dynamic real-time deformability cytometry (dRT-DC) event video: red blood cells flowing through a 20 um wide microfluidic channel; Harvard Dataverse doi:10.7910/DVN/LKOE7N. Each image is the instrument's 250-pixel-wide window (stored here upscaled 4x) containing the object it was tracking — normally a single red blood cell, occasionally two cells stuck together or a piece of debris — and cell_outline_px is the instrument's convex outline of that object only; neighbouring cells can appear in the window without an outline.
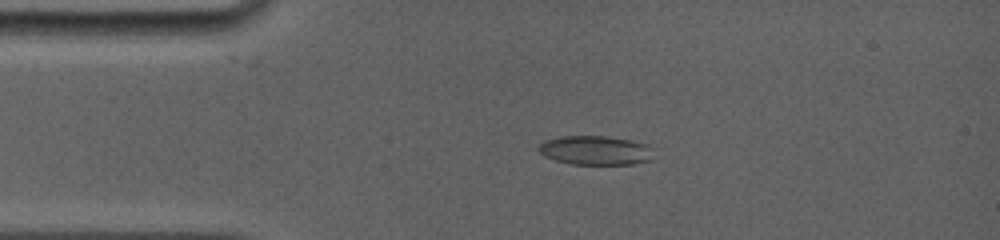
{"species": "common noctule bat (a hibernating species)", "species_latin": "Nyctalus noctula", "temperature_condition": "room temperature", "stored_images_in_passage": 25, "camera_frame_rate_fps": 5000, "um_per_image_px": 0.085, "animal": {"sex": "female", "body_mass_g": 19.0, "forearm_length_mm": 56.7}, "frame": {"image": 1, "passage_image": 4, "time_ms": 2.6, "image_size_px": [1000, 240], "cell_outline_px": [[652, 160], [632, 164], [572, 164], [556, 160], [544, 156], [536, 148], [544, 140], [560, 136], [608, 136], [632, 140], [648, 144], [652, 148]], "centroid_in_image_um": [50.62, 12.77], "position_along_channel_um": 34.4, "area_um2": 19.71}}
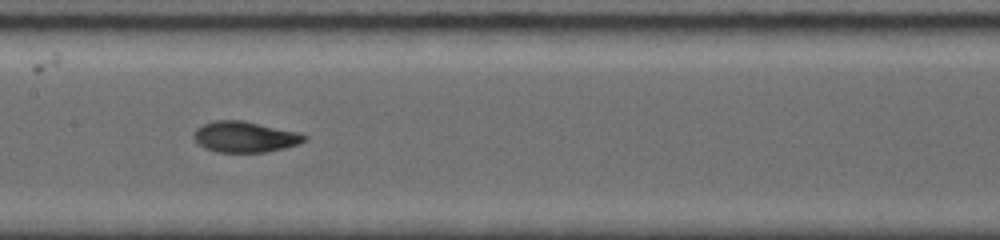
{"frame": {"image": 2, "passage_image": 12, "time_ms": 7.2, "image_size_px": [1000, 240], "cell_outline_px": [[308, 140], [284, 148], [264, 152], [216, 152], [204, 148], [192, 136], [192, 132], [196, 128], [204, 124], [216, 120], [244, 120], [300, 132], [308, 136]], "centroid_in_image_um": [20.83, 11.62], "position_along_channel_um": 186.6, "area_um2": 20.06}}
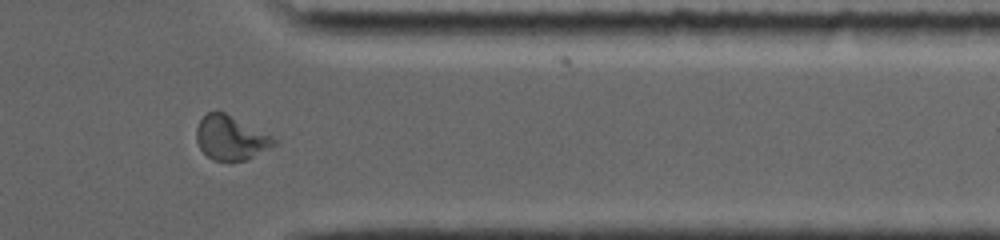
{"frame": {"image": 3, "passage_image": 22, "time_ms": 12.4, "image_size_px": [1000, 240], "cell_outline_px": [[276, 144], [244, 160], [212, 160], [200, 148], [196, 140], [196, 128], [200, 120], [208, 112], [224, 112], [272, 136], [276, 140]], "centroid_in_image_um": [19.57, 11.71], "position_along_channel_um": 391.8, "area_um2": 19.42}, "authors_computed_cell_mechanics": {"area_um2": 19.7098, "velocity_mm_per_s": 3.9551, "shape_relaxation_time_tau1_ms": 9.6639, "shape_relaxation_time_tau2_ms": 1.5442, "deformation_change_tau1": 0.2658, "deformation_change_tau2": 0.0587}}